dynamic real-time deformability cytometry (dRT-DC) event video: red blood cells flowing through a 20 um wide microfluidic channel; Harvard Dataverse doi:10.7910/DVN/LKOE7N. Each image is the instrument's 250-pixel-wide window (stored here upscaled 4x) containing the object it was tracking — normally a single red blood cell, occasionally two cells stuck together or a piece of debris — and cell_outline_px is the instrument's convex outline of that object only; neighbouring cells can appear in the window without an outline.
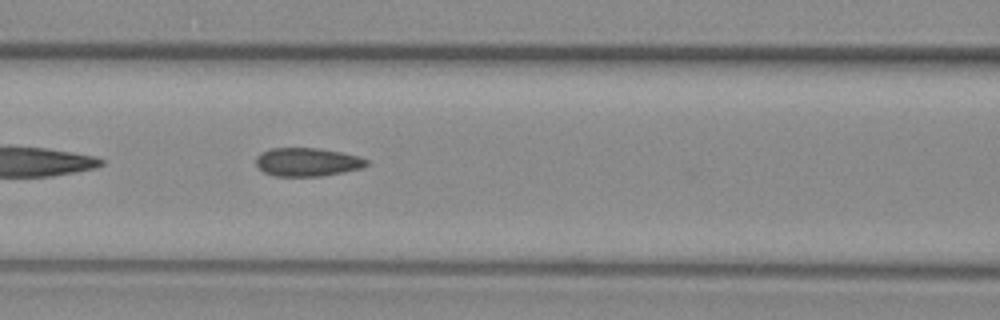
{"species": "common noctule bat (a hibernating species)", "species_latin": "Nyctalus noctula", "temperature_condition": "warm", "stored_images_in_passage": 34, "camera_frame_rate_fps": 3000, "um_per_image_px": 0.085, "animal": {"sex": "female", "body_mass_g": 29.2, "forearm_length_mm": 56.3}, "frame": {"image": 1, "passage_image": 8, "time_ms": 2.333, "image_size_px": [1000, 320], "cell_outline_px": [[368, 164], [364, 168], [344, 172], [320, 176], [272, 176], [264, 172], [256, 164], [256, 156], [272, 148], [316, 148], [340, 152], [356, 156], [368, 160]], "centroid_in_image_um": [26.13, 13.78], "position_along_channel_um": 140.5, "area_um2": 18.21}}
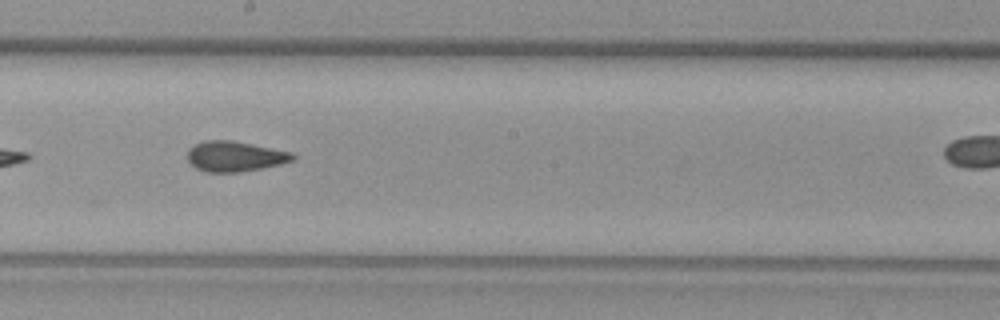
{"frame": {"image": 2, "passage_image": 15, "time_ms": 4.667, "image_size_px": [1000, 320], "cell_outline_px": [[296, 160], [280, 164], [240, 172], [204, 172], [196, 168], [188, 160], [188, 148], [204, 140], [232, 140], [292, 152], [296, 156]], "centroid_in_image_um": [19.97, 13.29], "position_along_channel_um": 228.2, "area_um2": 18.61}, "authors_computed_cell_mechanics": {"area_um2": 18.2359, "velocity_mm_per_s": 3.779, "shape_relaxation_time_tau1_ms": null, "shape_relaxation_time_tau2_ms": 1.8352, "deformation_change_tau1": null, "deformation_change_tau2": 0.08}}